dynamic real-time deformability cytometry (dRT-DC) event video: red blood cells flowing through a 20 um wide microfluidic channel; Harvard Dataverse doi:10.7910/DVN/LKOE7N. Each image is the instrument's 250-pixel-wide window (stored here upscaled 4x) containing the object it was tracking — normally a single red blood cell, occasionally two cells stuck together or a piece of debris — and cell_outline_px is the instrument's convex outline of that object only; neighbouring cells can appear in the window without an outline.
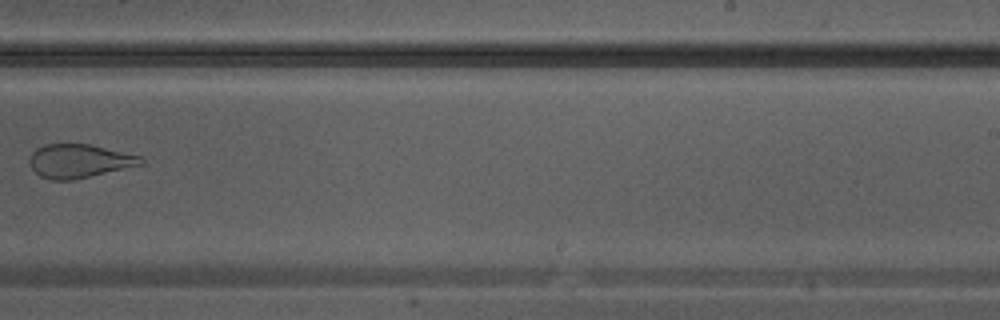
{"species": "Egyptian fruit bat (a non-hibernating species)", "species_latin": "Rousettus aegyptiacus", "temperature_condition": "warm", "stored_images_in_passage": 24, "camera_frame_rate_fps": 3000, "um_per_image_px": 0.085, "animal": {"sex": "male"}, "frame": {"image": 1, "passage_image": 14, "time_ms": 4.333, "image_size_px": [1000, 320], "cell_outline_px": [[144, 164], [72, 180], [52, 180], [40, 176], [28, 164], [28, 156], [36, 148], [44, 144], [88, 144], [140, 156], [144, 160]], "centroid_in_image_um": [6.67, 13.68], "position_along_channel_um": 282.3, "area_um2": 21.73}}